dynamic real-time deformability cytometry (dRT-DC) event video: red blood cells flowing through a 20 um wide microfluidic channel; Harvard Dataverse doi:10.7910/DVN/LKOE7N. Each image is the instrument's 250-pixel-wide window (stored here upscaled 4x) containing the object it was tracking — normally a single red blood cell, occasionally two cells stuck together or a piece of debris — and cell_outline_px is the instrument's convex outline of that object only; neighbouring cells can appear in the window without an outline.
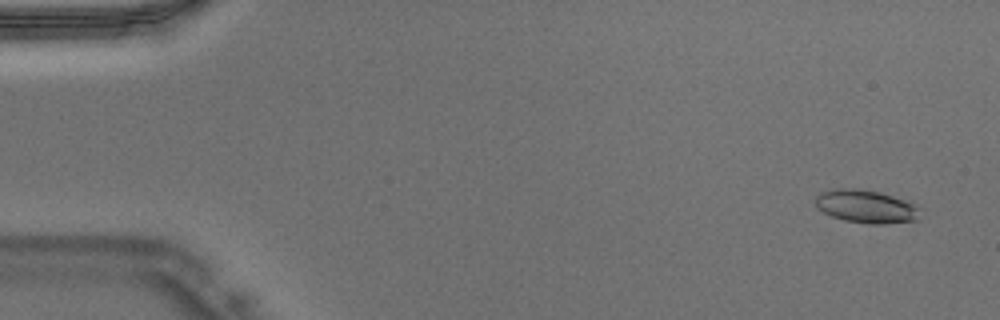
{"species": "Egyptian fruit bat (a non-hibernating species)", "species_latin": "Rousettus aegyptiacus", "temperature_condition": "warm", "stored_images_in_passage": 47, "camera_frame_rate_fps": 3000, "um_per_image_px": 0.085, "animal": {"sex": "male"}, "frame": {"image": 1, "passage_image": 3, "time_ms": 0.667, "image_size_px": [1000, 320], "cell_outline_px": [[924, 208], [916, 220], [884, 224], [868, 224], [844, 220], [832, 216], [816, 208], [816, 196], [820, 192], [832, 188], [860, 188], [880, 192], [904, 200]], "centroid_in_image_um": [73.62, 17.54], "position_along_channel_um": 11.4, "area_um2": 20.46}}
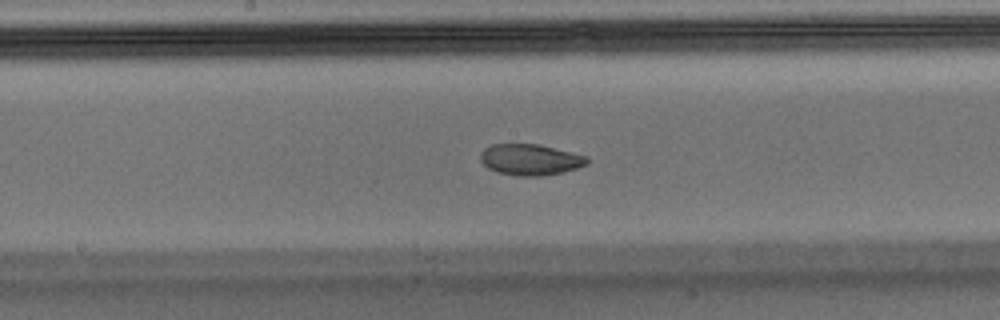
{"frame": {"image": 2, "passage_image": 25, "time_ms": 8.0, "image_size_px": [1000, 320], "cell_outline_px": [[588, 164], [564, 172], [540, 176], [516, 176], [496, 172], [488, 168], [480, 160], [480, 152], [484, 148], [492, 144], [536, 144], [572, 152], [588, 156]], "centroid_in_image_um": [45.06, 13.57], "position_along_channel_um": 203.1, "area_um2": 19.42}}
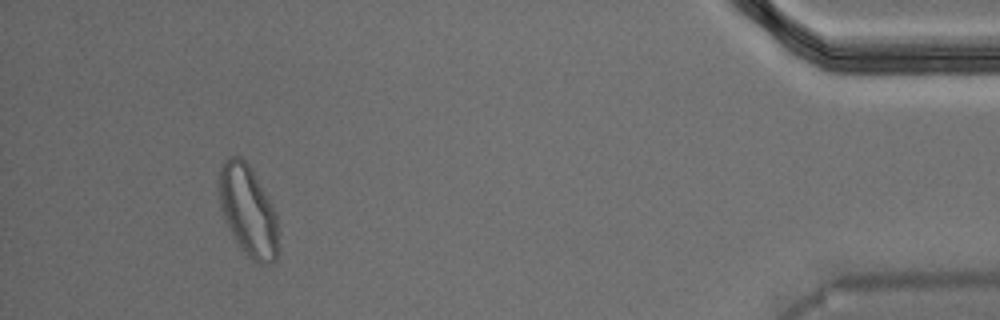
{"frame": {"image": 3, "passage_image": 44, "time_ms": 14.333, "image_size_px": [1000, 320], "cell_outline_px": [[276, 260], [272, 264], [260, 264], [252, 260], [240, 248], [220, 208], [220, 168], [224, 160], [228, 156], [240, 156], [248, 164], [272, 204], [276, 212]], "centroid_in_image_um": [21.08, 17.91], "position_along_channel_um": 414.1, "area_um2": 30.58}}